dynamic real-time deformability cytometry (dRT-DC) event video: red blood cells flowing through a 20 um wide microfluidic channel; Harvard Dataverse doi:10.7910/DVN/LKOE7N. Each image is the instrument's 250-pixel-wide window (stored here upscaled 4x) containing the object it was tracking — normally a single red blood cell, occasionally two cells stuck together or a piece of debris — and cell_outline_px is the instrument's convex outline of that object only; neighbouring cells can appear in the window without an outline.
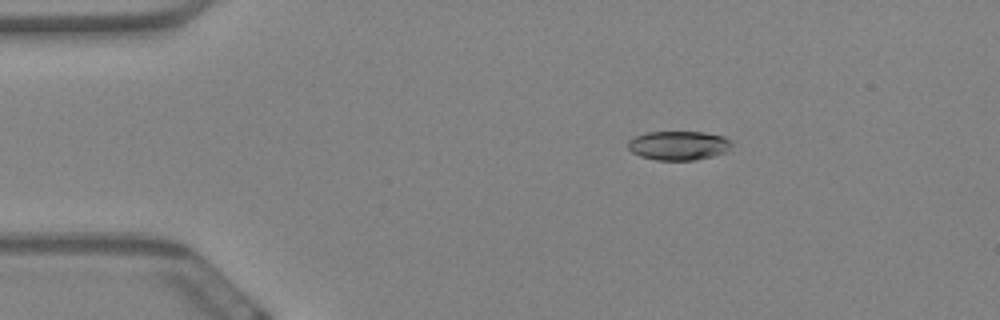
{"species": "Egyptian fruit bat (a non-hibernating species)", "species_latin": "Rousettus aegyptiacus", "temperature_condition": "warm", "stored_images_in_passage": 60, "camera_frame_rate_fps": 3000, "um_per_image_px": 0.085, "animal": {"sex": "female"}, "frame": {"image": 1, "passage_image": 11, "time_ms": 3.333, "image_size_px": [1000, 320], "cell_outline_px": [[732, 144], [728, 152], [696, 160], [656, 160], [640, 156], [632, 152], [628, 148], [628, 140], [644, 132], [704, 132], [724, 136], [732, 140]], "centroid_in_image_um": [57.7, 12.36], "position_along_channel_um": 27.3, "area_um2": 17.8}}
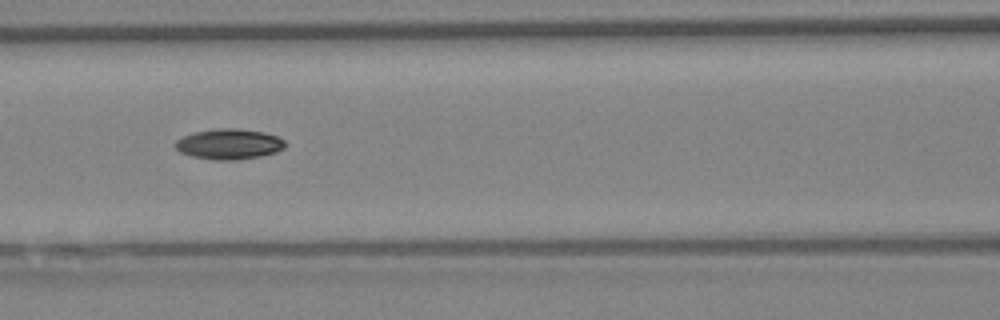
{"frame": {"image": 2, "passage_image": 27, "time_ms": 8.667, "image_size_px": [1000, 320], "cell_outline_px": [[288, 144], [284, 148], [276, 152], [260, 156], [236, 160], [212, 160], [192, 156], [180, 152], [176, 148], [176, 140], [192, 132], [220, 128], [236, 128], [264, 132], [276, 136], [284, 140]], "centroid_in_image_um": [19.49, 12.25], "position_along_channel_um": 147.1, "area_um2": 19.54}}
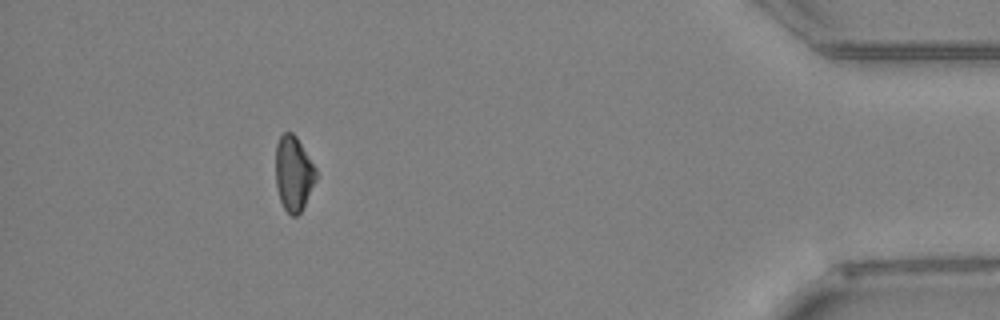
{"frame": {"image": 3, "passage_image": 55, "time_ms": 18.0, "image_size_px": [1000, 320], "cell_outline_px": [[320, 176], [300, 212], [296, 216], [292, 216], [284, 208], [280, 200], [276, 184], [276, 144], [280, 136], [284, 132], [292, 132], [296, 136], [316, 168]], "centroid_in_image_um": [24.98, 14.74], "position_along_channel_um": 410.2, "area_um2": 17.8}, "authors_computed_cell_mechanics": {"area_um2": 18.496, "velocity_mm_per_s": 3.4324, "shape_relaxation_time_tau1_ms": 5.4, "shape_relaxation_time_tau2_ms": null, "deformation_change_tau1": 0.1296, "deformation_change_tau2": null}}